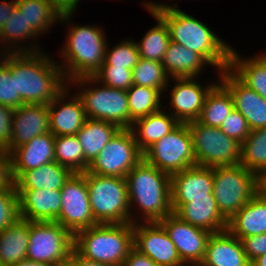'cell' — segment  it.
Wrapping results in <instances>:
<instances>
[{"label":"cell","mask_w":266,"mask_h":266,"mask_svg":"<svg viewBox=\"0 0 266 266\" xmlns=\"http://www.w3.org/2000/svg\"><path fill=\"white\" fill-rule=\"evenodd\" d=\"M175 214L183 221L209 231L218 233L227 230V221L222 217L215 198L190 199Z\"/></svg>","instance_id":"cell-25"},{"label":"cell","mask_w":266,"mask_h":266,"mask_svg":"<svg viewBox=\"0 0 266 266\" xmlns=\"http://www.w3.org/2000/svg\"><path fill=\"white\" fill-rule=\"evenodd\" d=\"M0 104L12 109L24 104L16 93L15 77H11V70L4 62L0 66Z\"/></svg>","instance_id":"cell-42"},{"label":"cell","mask_w":266,"mask_h":266,"mask_svg":"<svg viewBox=\"0 0 266 266\" xmlns=\"http://www.w3.org/2000/svg\"><path fill=\"white\" fill-rule=\"evenodd\" d=\"M143 158L130 128H121L89 164L87 172L125 178Z\"/></svg>","instance_id":"cell-12"},{"label":"cell","mask_w":266,"mask_h":266,"mask_svg":"<svg viewBox=\"0 0 266 266\" xmlns=\"http://www.w3.org/2000/svg\"><path fill=\"white\" fill-rule=\"evenodd\" d=\"M162 107L160 110L133 122L131 131L134 134L138 149L144 154L153 144L169 134L179 122ZM168 112V113H167Z\"/></svg>","instance_id":"cell-24"},{"label":"cell","mask_w":266,"mask_h":266,"mask_svg":"<svg viewBox=\"0 0 266 266\" xmlns=\"http://www.w3.org/2000/svg\"><path fill=\"white\" fill-rule=\"evenodd\" d=\"M73 173L56 161L24 171L16 180V189L61 190Z\"/></svg>","instance_id":"cell-31"},{"label":"cell","mask_w":266,"mask_h":266,"mask_svg":"<svg viewBox=\"0 0 266 266\" xmlns=\"http://www.w3.org/2000/svg\"><path fill=\"white\" fill-rule=\"evenodd\" d=\"M57 62L46 51L7 54L4 63L24 104H49L67 86Z\"/></svg>","instance_id":"cell-2"},{"label":"cell","mask_w":266,"mask_h":266,"mask_svg":"<svg viewBox=\"0 0 266 266\" xmlns=\"http://www.w3.org/2000/svg\"><path fill=\"white\" fill-rule=\"evenodd\" d=\"M74 235L56 221H29L27 259L59 265L71 260Z\"/></svg>","instance_id":"cell-10"},{"label":"cell","mask_w":266,"mask_h":266,"mask_svg":"<svg viewBox=\"0 0 266 266\" xmlns=\"http://www.w3.org/2000/svg\"><path fill=\"white\" fill-rule=\"evenodd\" d=\"M220 129L227 136L234 138L241 144L251 132L246 119L236 109L225 118Z\"/></svg>","instance_id":"cell-44"},{"label":"cell","mask_w":266,"mask_h":266,"mask_svg":"<svg viewBox=\"0 0 266 266\" xmlns=\"http://www.w3.org/2000/svg\"><path fill=\"white\" fill-rule=\"evenodd\" d=\"M219 74L217 72L218 79L215 82L206 83L204 87L197 77L171 78L174 80L172 88H168L171 87L168 81L165 92L169 89L171 94L170 113L179 123H188L199 118L207 94L219 81Z\"/></svg>","instance_id":"cell-14"},{"label":"cell","mask_w":266,"mask_h":266,"mask_svg":"<svg viewBox=\"0 0 266 266\" xmlns=\"http://www.w3.org/2000/svg\"><path fill=\"white\" fill-rule=\"evenodd\" d=\"M0 191H17L13 175L12 155L5 148H0Z\"/></svg>","instance_id":"cell-45"},{"label":"cell","mask_w":266,"mask_h":266,"mask_svg":"<svg viewBox=\"0 0 266 266\" xmlns=\"http://www.w3.org/2000/svg\"><path fill=\"white\" fill-rule=\"evenodd\" d=\"M14 109L0 104V148L8 150L12 136Z\"/></svg>","instance_id":"cell-47"},{"label":"cell","mask_w":266,"mask_h":266,"mask_svg":"<svg viewBox=\"0 0 266 266\" xmlns=\"http://www.w3.org/2000/svg\"><path fill=\"white\" fill-rule=\"evenodd\" d=\"M143 6L157 24L146 32L142 40L136 41L140 58L162 62L171 41L168 26L155 11L148 9L144 4Z\"/></svg>","instance_id":"cell-33"},{"label":"cell","mask_w":266,"mask_h":266,"mask_svg":"<svg viewBox=\"0 0 266 266\" xmlns=\"http://www.w3.org/2000/svg\"><path fill=\"white\" fill-rule=\"evenodd\" d=\"M178 3L145 2L167 24L171 41L200 54L218 72L229 68L232 47L206 24L179 9Z\"/></svg>","instance_id":"cell-1"},{"label":"cell","mask_w":266,"mask_h":266,"mask_svg":"<svg viewBox=\"0 0 266 266\" xmlns=\"http://www.w3.org/2000/svg\"><path fill=\"white\" fill-rule=\"evenodd\" d=\"M49 121L48 104H23L14 109L8 151L12 152L33 137L50 132Z\"/></svg>","instance_id":"cell-20"},{"label":"cell","mask_w":266,"mask_h":266,"mask_svg":"<svg viewBox=\"0 0 266 266\" xmlns=\"http://www.w3.org/2000/svg\"><path fill=\"white\" fill-rule=\"evenodd\" d=\"M16 7L26 18L27 25L39 36L60 21L61 15L50 0H16Z\"/></svg>","instance_id":"cell-35"},{"label":"cell","mask_w":266,"mask_h":266,"mask_svg":"<svg viewBox=\"0 0 266 266\" xmlns=\"http://www.w3.org/2000/svg\"><path fill=\"white\" fill-rule=\"evenodd\" d=\"M72 14L62 15L58 23L67 24L68 35L59 61L67 83L82 77H94L105 61L107 36L102 27L71 24ZM70 24V25H69ZM70 26V27H69Z\"/></svg>","instance_id":"cell-4"},{"label":"cell","mask_w":266,"mask_h":266,"mask_svg":"<svg viewBox=\"0 0 266 266\" xmlns=\"http://www.w3.org/2000/svg\"><path fill=\"white\" fill-rule=\"evenodd\" d=\"M126 92L130 118L133 121L146 117L163 107L161 100L164 94L158 89L133 84Z\"/></svg>","instance_id":"cell-37"},{"label":"cell","mask_w":266,"mask_h":266,"mask_svg":"<svg viewBox=\"0 0 266 266\" xmlns=\"http://www.w3.org/2000/svg\"><path fill=\"white\" fill-rule=\"evenodd\" d=\"M176 246L181 261L186 266H199L205 256L211 233L183 221L171 213L159 222Z\"/></svg>","instance_id":"cell-15"},{"label":"cell","mask_w":266,"mask_h":266,"mask_svg":"<svg viewBox=\"0 0 266 266\" xmlns=\"http://www.w3.org/2000/svg\"><path fill=\"white\" fill-rule=\"evenodd\" d=\"M68 85L72 88L77 85V95L82 100L87 118L112 122L120 128H131L133 125L125 90L105 86L94 77L78 78Z\"/></svg>","instance_id":"cell-6"},{"label":"cell","mask_w":266,"mask_h":266,"mask_svg":"<svg viewBox=\"0 0 266 266\" xmlns=\"http://www.w3.org/2000/svg\"><path fill=\"white\" fill-rule=\"evenodd\" d=\"M213 168L192 166L171 174V205L175 213L190 199L214 198Z\"/></svg>","instance_id":"cell-17"},{"label":"cell","mask_w":266,"mask_h":266,"mask_svg":"<svg viewBox=\"0 0 266 266\" xmlns=\"http://www.w3.org/2000/svg\"><path fill=\"white\" fill-rule=\"evenodd\" d=\"M240 165L256 174L266 169V128L254 129L241 144Z\"/></svg>","instance_id":"cell-38"},{"label":"cell","mask_w":266,"mask_h":266,"mask_svg":"<svg viewBox=\"0 0 266 266\" xmlns=\"http://www.w3.org/2000/svg\"><path fill=\"white\" fill-rule=\"evenodd\" d=\"M187 124L197 166L214 168L240 163V142L227 136L220 128L203 125L197 120Z\"/></svg>","instance_id":"cell-9"},{"label":"cell","mask_w":266,"mask_h":266,"mask_svg":"<svg viewBox=\"0 0 266 266\" xmlns=\"http://www.w3.org/2000/svg\"><path fill=\"white\" fill-rule=\"evenodd\" d=\"M199 266H251L240 239L228 230L211 233Z\"/></svg>","instance_id":"cell-22"},{"label":"cell","mask_w":266,"mask_h":266,"mask_svg":"<svg viewBox=\"0 0 266 266\" xmlns=\"http://www.w3.org/2000/svg\"><path fill=\"white\" fill-rule=\"evenodd\" d=\"M94 78L105 86L125 91L133 85L132 69L119 66H102Z\"/></svg>","instance_id":"cell-41"},{"label":"cell","mask_w":266,"mask_h":266,"mask_svg":"<svg viewBox=\"0 0 266 266\" xmlns=\"http://www.w3.org/2000/svg\"><path fill=\"white\" fill-rule=\"evenodd\" d=\"M2 51V52H1ZM3 55H2V54ZM7 54H8V51H5V49H3V50H1V48H0V66L2 65V63L4 62V59H5V57L7 56Z\"/></svg>","instance_id":"cell-55"},{"label":"cell","mask_w":266,"mask_h":266,"mask_svg":"<svg viewBox=\"0 0 266 266\" xmlns=\"http://www.w3.org/2000/svg\"><path fill=\"white\" fill-rule=\"evenodd\" d=\"M219 82L231 94L234 109L246 119L251 131L266 128V99L244 84L229 68L220 72Z\"/></svg>","instance_id":"cell-18"},{"label":"cell","mask_w":266,"mask_h":266,"mask_svg":"<svg viewBox=\"0 0 266 266\" xmlns=\"http://www.w3.org/2000/svg\"><path fill=\"white\" fill-rule=\"evenodd\" d=\"M122 266H158L149 257L141 254L137 249L133 248Z\"/></svg>","instance_id":"cell-48"},{"label":"cell","mask_w":266,"mask_h":266,"mask_svg":"<svg viewBox=\"0 0 266 266\" xmlns=\"http://www.w3.org/2000/svg\"><path fill=\"white\" fill-rule=\"evenodd\" d=\"M16 8V0L0 1V31Z\"/></svg>","instance_id":"cell-50"},{"label":"cell","mask_w":266,"mask_h":266,"mask_svg":"<svg viewBox=\"0 0 266 266\" xmlns=\"http://www.w3.org/2000/svg\"><path fill=\"white\" fill-rule=\"evenodd\" d=\"M19 218L17 191H0V232Z\"/></svg>","instance_id":"cell-43"},{"label":"cell","mask_w":266,"mask_h":266,"mask_svg":"<svg viewBox=\"0 0 266 266\" xmlns=\"http://www.w3.org/2000/svg\"><path fill=\"white\" fill-rule=\"evenodd\" d=\"M67 86L48 104L49 130L54 136L76 135L87 120L81 98ZM69 93V94H68Z\"/></svg>","instance_id":"cell-19"},{"label":"cell","mask_w":266,"mask_h":266,"mask_svg":"<svg viewBox=\"0 0 266 266\" xmlns=\"http://www.w3.org/2000/svg\"><path fill=\"white\" fill-rule=\"evenodd\" d=\"M55 136L51 132L35 136L12 152L15 180L24 172L55 161Z\"/></svg>","instance_id":"cell-23"},{"label":"cell","mask_w":266,"mask_h":266,"mask_svg":"<svg viewBox=\"0 0 266 266\" xmlns=\"http://www.w3.org/2000/svg\"><path fill=\"white\" fill-rule=\"evenodd\" d=\"M55 266H76L71 260L66 263L55 265Z\"/></svg>","instance_id":"cell-56"},{"label":"cell","mask_w":266,"mask_h":266,"mask_svg":"<svg viewBox=\"0 0 266 266\" xmlns=\"http://www.w3.org/2000/svg\"><path fill=\"white\" fill-rule=\"evenodd\" d=\"M256 195L266 199V169H262L255 174Z\"/></svg>","instance_id":"cell-51"},{"label":"cell","mask_w":266,"mask_h":266,"mask_svg":"<svg viewBox=\"0 0 266 266\" xmlns=\"http://www.w3.org/2000/svg\"><path fill=\"white\" fill-rule=\"evenodd\" d=\"M38 37L40 36L29 25H27L26 18L16 7L10 16V19H8L0 31V45L5 46L7 44L8 47L5 46L3 49L8 51V53L43 51L40 46L35 44L36 41L33 39L35 38L38 40ZM30 39L33 41V44L28 41ZM26 40L29 42L28 45L24 43Z\"/></svg>","instance_id":"cell-30"},{"label":"cell","mask_w":266,"mask_h":266,"mask_svg":"<svg viewBox=\"0 0 266 266\" xmlns=\"http://www.w3.org/2000/svg\"><path fill=\"white\" fill-rule=\"evenodd\" d=\"M162 65L169 78H188L199 77L210 64L197 52L170 41Z\"/></svg>","instance_id":"cell-27"},{"label":"cell","mask_w":266,"mask_h":266,"mask_svg":"<svg viewBox=\"0 0 266 266\" xmlns=\"http://www.w3.org/2000/svg\"><path fill=\"white\" fill-rule=\"evenodd\" d=\"M227 230L238 239L266 233V199L255 195L228 220Z\"/></svg>","instance_id":"cell-26"},{"label":"cell","mask_w":266,"mask_h":266,"mask_svg":"<svg viewBox=\"0 0 266 266\" xmlns=\"http://www.w3.org/2000/svg\"><path fill=\"white\" fill-rule=\"evenodd\" d=\"M19 217L32 222L56 221L61 211L60 190L16 189Z\"/></svg>","instance_id":"cell-21"},{"label":"cell","mask_w":266,"mask_h":266,"mask_svg":"<svg viewBox=\"0 0 266 266\" xmlns=\"http://www.w3.org/2000/svg\"><path fill=\"white\" fill-rule=\"evenodd\" d=\"M134 248L149 257L158 266H186L180 259L176 246L159 222L136 223Z\"/></svg>","instance_id":"cell-16"},{"label":"cell","mask_w":266,"mask_h":266,"mask_svg":"<svg viewBox=\"0 0 266 266\" xmlns=\"http://www.w3.org/2000/svg\"><path fill=\"white\" fill-rule=\"evenodd\" d=\"M55 161L72 173H84L89 164L85 161L81 144L76 135L55 136Z\"/></svg>","instance_id":"cell-36"},{"label":"cell","mask_w":266,"mask_h":266,"mask_svg":"<svg viewBox=\"0 0 266 266\" xmlns=\"http://www.w3.org/2000/svg\"><path fill=\"white\" fill-rule=\"evenodd\" d=\"M56 11L62 16L75 13L80 0H50Z\"/></svg>","instance_id":"cell-49"},{"label":"cell","mask_w":266,"mask_h":266,"mask_svg":"<svg viewBox=\"0 0 266 266\" xmlns=\"http://www.w3.org/2000/svg\"><path fill=\"white\" fill-rule=\"evenodd\" d=\"M251 266H266V254L258 256L251 262Z\"/></svg>","instance_id":"cell-54"},{"label":"cell","mask_w":266,"mask_h":266,"mask_svg":"<svg viewBox=\"0 0 266 266\" xmlns=\"http://www.w3.org/2000/svg\"><path fill=\"white\" fill-rule=\"evenodd\" d=\"M29 220L18 218L0 232V266H14L27 258Z\"/></svg>","instance_id":"cell-28"},{"label":"cell","mask_w":266,"mask_h":266,"mask_svg":"<svg viewBox=\"0 0 266 266\" xmlns=\"http://www.w3.org/2000/svg\"><path fill=\"white\" fill-rule=\"evenodd\" d=\"M14 266H55V265L44 263V262H36V261L26 258V259L21 260L19 263H17Z\"/></svg>","instance_id":"cell-53"},{"label":"cell","mask_w":266,"mask_h":266,"mask_svg":"<svg viewBox=\"0 0 266 266\" xmlns=\"http://www.w3.org/2000/svg\"><path fill=\"white\" fill-rule=\"evenodd\" d=\"M88 187L92 215L98 224L130 223L126 178L81 173Z\"/></svg>","instance_id":"cell-7"},{"label":"cell","mask_w":266,"mask_h":266,"mask_svg":"<svg viewBox=\"0 0 266 266\" xmlns=\"http://www.w3.org/2000/svg\"><path fill=\"white\" fill-rule=\"evenodd\" d=\"M213 195L228 222L255 195V174L243 165L213 168Z\"/></svg>","instance_id":"cell-8"},{"label":"cell","mask_w":266,"mask_h":266,"mask_svg":"<svg viewBox=\"0 0 266 266\" xmlns=\"http://www.w3.org/2000/svg\"><path fill=\"white\" fill-rule=\"evenodd\" d=\"M240 241L243 251L250 262L258 256L266 254V233L242 238Z\"/></svg>","instance_id":"cell-46"},{"label":"cell","mask_w":266,"mask_h":266,"mask_svg":"<svg viewBox=\"0 0 266 266\" xmlns=\"http://www.w3.org/2000/svg\"><path fill=\"white\" fill-rule=\"evenodd\" d=\"M263 53L244 58L232 48L229 69L244 84L266 99V52Z\"/></svg>","instance_id":"cell-29"},{"label":"cell","mask_w":266,"mask_h":266,"mask_svg":"<svg viewBox=\"0 0 266 266\" xmlns=\"http://www.w3.org/2000/svg\"><path fill=\"white\" fill-rule=\"evenodd\" d=\"M121 128L112 122L87 118L76 133L85 161L90 164Z\"/></svg>","instance_id":"cell-32"},{"label":"cell","mask_w":266,"mask_h":266,"mask_svg":"<svg viewBox=\"0 0 266 266\" xmlns=\"http://www.w3.org/2000/svg\"><path fill=\"white\" fill-rule=\"evenodd\" d=\"M132 79L134 85L158 89L162 94L170 81L162 62L141 58L132 69Z\"/></svg>","instance_id":"cell-39"},{"label":"cell","mask_w":266,"mask_h":266,"mask_svg":"<svg viewBox=\"0 0 266 266\" xmlns=\"http://www.w3.org/2000/svg\"><path fill=\"white\" fill-rule=\"evenodd\" d=\"M125 178L130 223L160 222L172 213L170 174L159 170L142 158ZM138 210L140 213L135 214Z\"/></svg>","instance_id":"cell-3"},{"label":"cell","mask_w":266,"mask_h":266,"mask_svg":"<svg viewBox=\"0 0 266 266\" xmlns=\"http://www.w3.org/2000/svg\"><path fill=\"white\" fill-rule=\"evenodd\" d=\"M140 55L137 44L133 39L122 40L115 44L111 49L106 45L105 61L102 66H119L133 69L138 63Z\"/></svg>","instance_id":"cell-40"},{"label":"cell","mask_w":266,"mask_h":266,"mask_svg":"<svg viewBox=\"0 0 266 266\" xmlns=\"http://www.w3.org/2000/svg\"><path fill=\"white\" fill-rule=\"evenodd\" d=\"M71 261L76 265V266H110V265H105L93 260H89L86 258H83L79 256L74 250L72 251L71 254Z\"/></svg>","instance_id":"cell-52"},{"label":"cell","mask_w":266,"mask_h":266,"mask_svg":"<svg viewBox=\"0 0 266 266\" xmlns=\"http://www.w3.org/2000/svg\"><path fill=\"white\" fill-rule=\"evenodd\" d=\"M143 158L168 174L196 165L192 137L187 123H179L169 134L156 141Z\"/></svg>","instance_id":"cell-11"},{"label":"cell","mask_w":266,"mask_h":266,"mask_svg":"<svg viewBox=\"0 0 266 266\" xmlns=\"http://www.w3.org/2000/svg\"><path fill=\"white\" fill-rule=\"evenodd\" d=\"M133 248V223L96 224L74 234L73 250L105 265L122 266Z\"/></svg>","instance_id":"cell-5"},{"label":"cell","mask_w":266,"mask_h":266,"mask_svg":"<svg viewBox=\"0 0 266 266\" xmlns=\"http://www.w3.org/2000/svg\"><path fill=\"white\" fill-rule=\"evenodd\" d=\"M234 110L229 91L218 82L207 94L197 121L209 127L220 128L225 118Z\"/></svg>","instance_id":"cell-34"},{"label":"cell","mask_w":266,"mask_h":266,"mask_svg":"<svg viewBox=\"0 0 266 266\" xmlns=\"http://www.w3.org/2000/svg\"><path fill=\"white\" fill-rule=\"evenodd\" d=\"M61 211L56 222L73 235L98 224L91 212L88 187L81 173H73L61 190Z\"/></svg>","instance_id":"cell-13"}]
</instances>
